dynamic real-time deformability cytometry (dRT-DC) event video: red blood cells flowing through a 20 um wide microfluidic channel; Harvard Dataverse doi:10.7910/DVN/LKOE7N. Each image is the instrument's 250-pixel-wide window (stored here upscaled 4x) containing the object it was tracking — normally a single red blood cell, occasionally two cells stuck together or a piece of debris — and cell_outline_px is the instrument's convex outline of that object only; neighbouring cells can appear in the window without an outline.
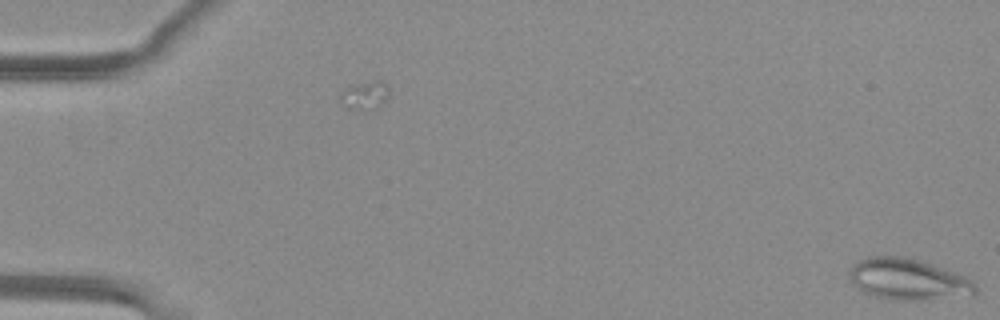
{"species": "common noctule bat (a hibernating species)", "species_latin": "Nyctalus noctula", "temperature_condition": "warm", "stored_images_in_passage": 5, "camera_frame_rate_fps": 3000, "um_per_image_px": 0.085, "animal": {"sex": "female", "body_mass_g": 29.2, "forearm_length_mm": 56.3}, "frame": {"image": 1, "passage_image": 5, "time_ms": 1.333, "image_size_px": [1000, 320], "cell_outline_px": [[976, 296], [924, 300], [888, 300], [872, 296], [860, 292], [852, 284], [848, 276], [848, 272], [852, 264], [868, 256], [904, 256], [920, 260], [956, 272], [972, 280], [976, 284]], "centroid_in_image_um": [77.18, 23.76], "position_along_channel_um": 7.8, "area_um2": 31.21}}